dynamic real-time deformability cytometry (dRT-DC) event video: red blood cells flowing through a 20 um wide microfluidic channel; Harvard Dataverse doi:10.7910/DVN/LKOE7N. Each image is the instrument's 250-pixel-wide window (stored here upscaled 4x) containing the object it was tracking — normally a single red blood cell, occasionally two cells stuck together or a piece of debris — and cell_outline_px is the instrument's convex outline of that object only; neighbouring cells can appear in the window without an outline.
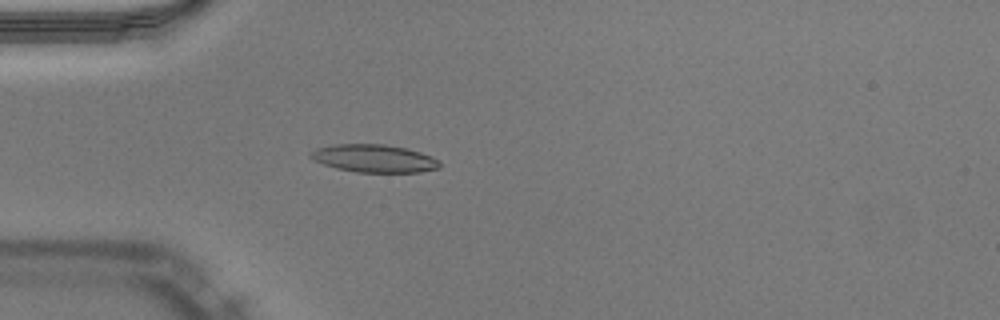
{"species": "Egyptian fruit bat (a non-hibernating species)", "species_latin": "Rousettus aegyptiacus", "temperature_condition": "warm", "stored_images_in_passage": 30, "camera_frame_rate_fps": 3000, "um_per_image_px": 0.085, "animal": {"sex": "male"}, "frame": {"image": 1, "passage_image": 1, "time_ms": 0.0, "image_size_px": [1000, 320], "cell_outline_px": [[440, 168], [420, 172], [356, 172], [336, 168], [312, 160], [308, 156], [316, 148], [336, 144], [384, 144], [404, 148], [420, 152], [432, 156], [440, 164]], "centroid_in_image_um": [31.78, 13.47], "position_along_channel_um": 53.2, "area_um2": 20.81}}
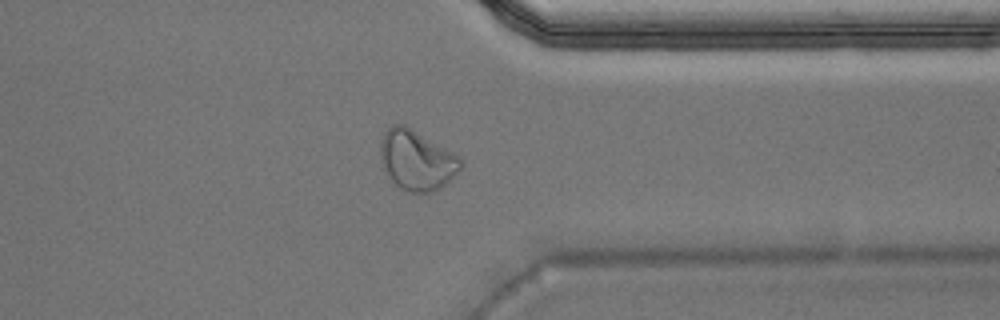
{"frame": {"image": 2, "passage_image": 26, "time_ms": 8.333, "image_size_px": [1000, 320], "cell_outline_px": [[460, 168], [440, 188], [432, 192], [408, 192], [392, 184], [380, 160], [380, 140], [384, 132], [392, 124], [404, 124], [460, 156]], "centroid_in_image_um": [35.36, 13.61], "position_along_channel_um": 376.0, "area_um2": 27.92}, "authors_computed_cell_mechanics": {"area_um2": 20.519, "velocity_mm_per_s": 4.0095, "shape_relaxation_time_tau1_ms": null, "shape_relaxation_time_tau2_ms": 1.908, "deformation_change_tau1": null, "deformation_change_tau2": 0.093}}